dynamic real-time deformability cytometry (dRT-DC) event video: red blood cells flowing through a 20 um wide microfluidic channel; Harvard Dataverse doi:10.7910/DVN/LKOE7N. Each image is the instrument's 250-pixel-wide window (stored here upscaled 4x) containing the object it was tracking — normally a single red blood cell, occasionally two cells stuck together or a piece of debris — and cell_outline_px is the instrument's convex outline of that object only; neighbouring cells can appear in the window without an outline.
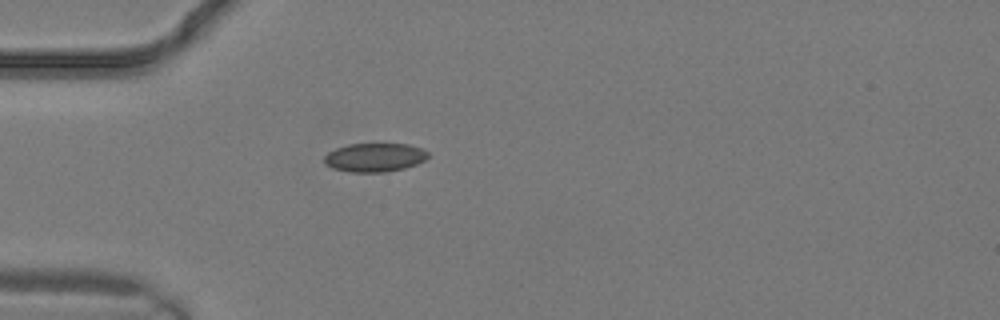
{"species": "common noctule bat (a hibernating species)", "species_latin": "Nyctalus noctula", "temperature_condition": "warm", "stored_images_in_passage": 1, "camera_frame_rate_fps": 3000, "um_per_image_px": 0.085, "animal": {"sex": "male", "body_mass_g": 19.2, "forearm_length_mm": 51.8}, "frame": {"image": 1, "passage_image": 1, "time_ms": 0.0, "image_size_px": [1000, 320], "cell_outline_px": [[428, 156], [424, 160], [416, 164], [404, 168], [384, 172], [352, 172], [332, 168], [324, 164], [324, 156], [328, 152], [336, 148], [348, 144], [408, 144], [420, 148], [428, 152]], "centroid_in_image_um": [31.81, 13.38], "position_along_channel_um": 53.2, "area_um2": 17.28}}